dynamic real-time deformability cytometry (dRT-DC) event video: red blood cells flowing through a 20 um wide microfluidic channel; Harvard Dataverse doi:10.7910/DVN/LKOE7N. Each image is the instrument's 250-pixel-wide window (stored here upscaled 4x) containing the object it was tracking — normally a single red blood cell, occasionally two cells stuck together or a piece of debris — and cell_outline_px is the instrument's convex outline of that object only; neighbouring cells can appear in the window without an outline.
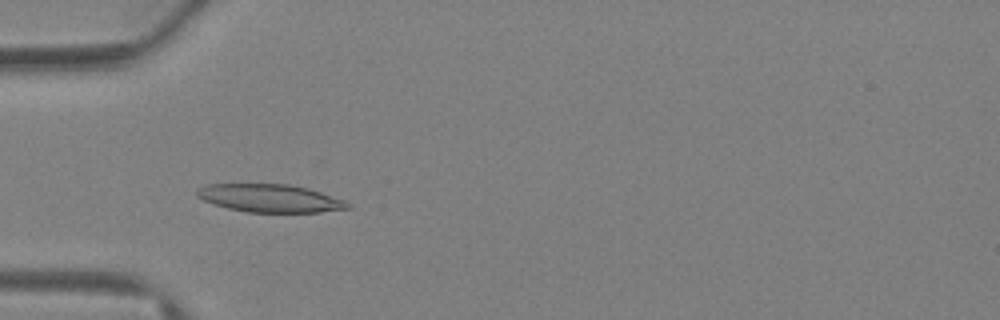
{"species": "Egyptian fruit bat (a non-hibernating species)", "species_latin": "Rousettus aegyptiacus", "temperature_condition": "warm", "stored_images_in_passage": 39, "camera_frame_rate_fps": 3000, "um_per_image_px": 0.085, "animal": {"sex": "female"}, "frame": {"image": 1, "passage_image": 13, "time_ms": 4.0, "image_size_px": [1000, 320], "cell_outline_px": [[352, 208], [320, 212], [248, 212], [228, 208], [212, 204], [196, 196], [196, 188], [208, 184], [288, 184], [308, 188], [344, 200], [352, 204]], "centroid_in_image_um": [22.94, 16.85], "position_along_channel_um": 62.1, "area_um2": 24.62}}
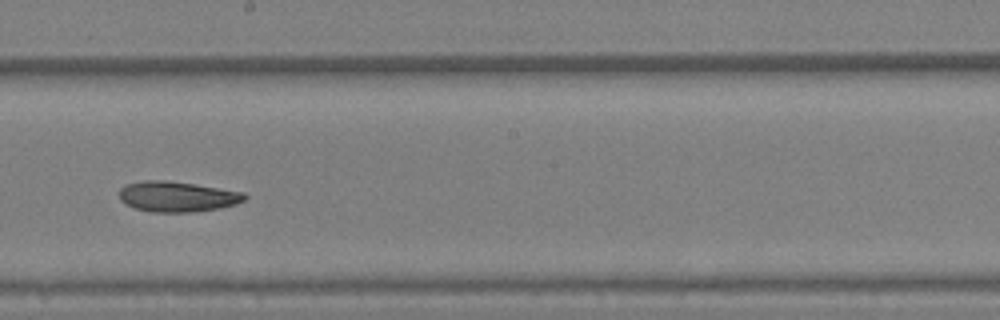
{"frame": {"image": 2, "passage_image": 23, "time_ms": 7.333, "image_size_px": [1000, 320], "cell_outline_px": [[248, 196], [244, 200], [236, 204], [220, 208], [192, 212], [152, 212], [136, 208], [120, 200], [120, 188], [124, 184], [144, 180], [164, 180], [192, 184], [244, 192]], "centroid_in_image_um": [15.06, 16.71], "position_along_channel_um": 233.1, "area_um2": 22.08}}
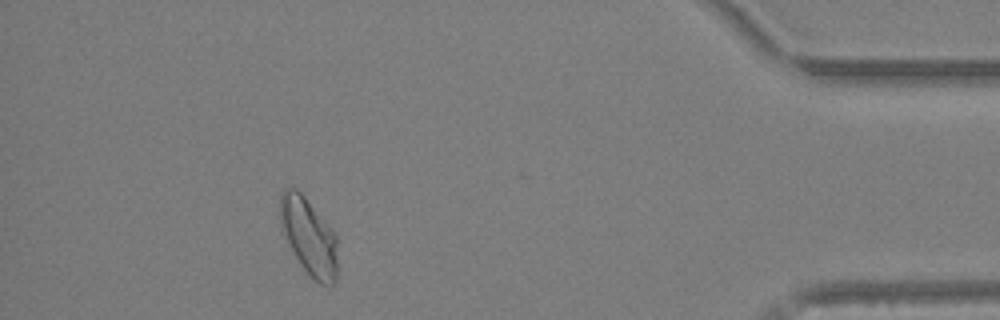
{"frame": {"image": 3, "passage_image": 36, "time_ms": 11.667, "image_size_px": [1000, 320], "cell_outline_px": [[336, 280], [332, 284], [320, 284], [304, 268], [288, 244], [280, 224], [280, 196], [284, 188], [296, 188], [304, 196], [336, 236]], "centroid_in_image_um": [26.22, 20.08], "position_along_channel_um": 409.0, "area_um2": 24.91}}